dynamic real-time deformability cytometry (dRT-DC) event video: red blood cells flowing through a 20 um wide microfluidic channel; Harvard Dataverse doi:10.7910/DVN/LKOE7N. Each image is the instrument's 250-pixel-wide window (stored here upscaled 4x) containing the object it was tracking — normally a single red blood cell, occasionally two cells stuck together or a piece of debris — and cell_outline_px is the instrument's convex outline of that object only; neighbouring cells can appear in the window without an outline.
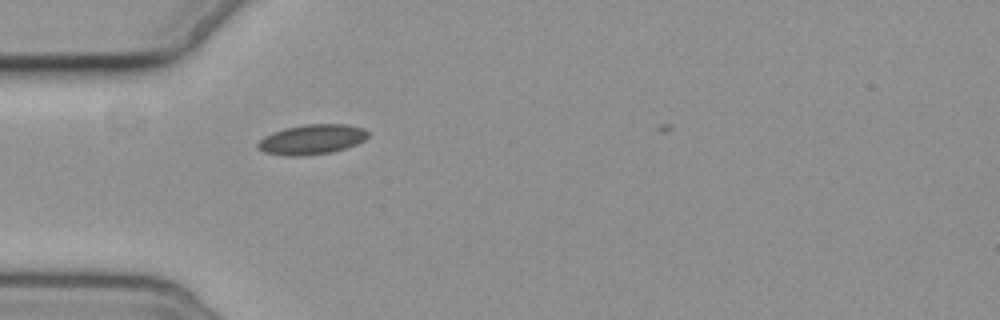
{"species": "common noctule bat (a hibernating species)", "species_latin": "Nyctalus noctula", "temperature_condition": "cold", "stored_images_in_passage": 2, "camera_frame_rate_fps": 3000, "um_per_image_px": 0.085, "animal": {"sex": "female", "body_mass_g": 19.3, "forearm_length_mm": 54.1}, "frame": {"image": 1, "passage_image": 2, "time_ms": 1.333, "image_size_px": [1000, 320], "cell_outline_px": [[368, 136], [364, 140], [356, 144], [332, 152], [304, 156], [288, 156], [264, 152], [256, 148], [256, 144], [264, 136], [272, 132], [284, 128], [304, 124], [348, 124], [364, 128], [368, 132]], "centroid_in_image_um": [26.48, 11.85], "position_along_channel_um": 58.5, "area_um2": 19.36}}